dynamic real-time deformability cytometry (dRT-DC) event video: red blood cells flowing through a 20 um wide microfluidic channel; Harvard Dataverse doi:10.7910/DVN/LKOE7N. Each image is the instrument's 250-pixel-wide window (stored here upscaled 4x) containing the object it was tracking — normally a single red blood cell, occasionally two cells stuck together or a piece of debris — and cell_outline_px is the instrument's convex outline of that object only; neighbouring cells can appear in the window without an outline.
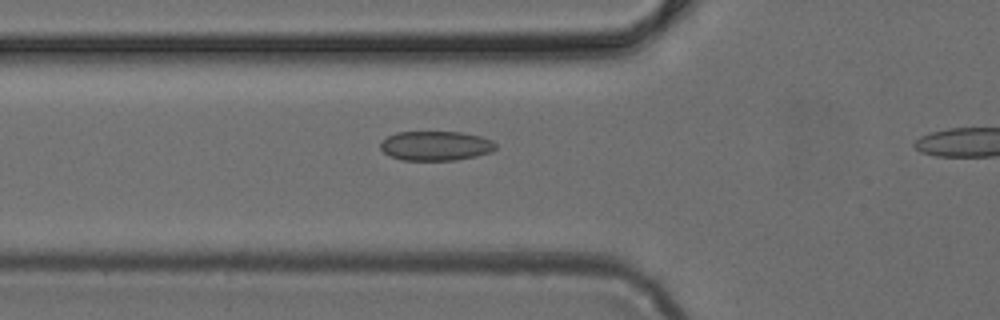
{"species": "common noctule bat (a hibernating species)", "species_latin": "Nyctalus noctula", "temperature_condition": "cold", "stored_images_in_passage": 25, "camera_frame_rate_fps": 3000, "um_per_image_px": 0.085, "animal": {"sex": "female", "body_mass_g": 24.6, "forearm_length_mm": 56.2}, "frame": {"image": 1, "passage_image": 2, "time_ms": 0.333, "image_size_px": [1000, 320], "cell_outline_px": [[496, 148], [492, 152], [476, 156], [456, 160], [400, 160], [384, 152], [380, 148], [380, 140], [396, 132], [460, 132], [480, 136], [492, 140], [496, 144]], "centroid_in_image_um": [37.03, 12.39], "position_along_channel_um": 88.8, "area_um2": 19.88}}
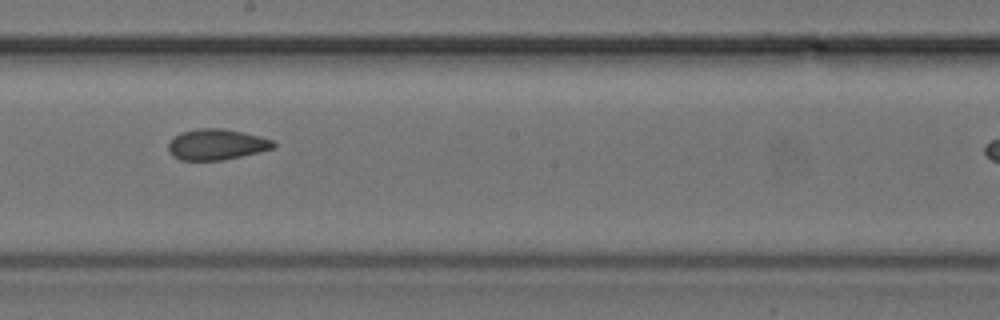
{"frame": {"image": 2, "passage_image": 12, "time_ms": 3.667, "image_size_px": [1000, 320], "cell_outline_px": [[276, 144], [272, 148], [224, 160], [180, 160], [172, 156], [168, 148], [168, 144], [180, 132], [200, 128], [224, 128], [272, 140]], "centroid_in_image_um": [18.35, 12.28], "position_along_channel_um": 229.9, "area_um2": 18.5}}
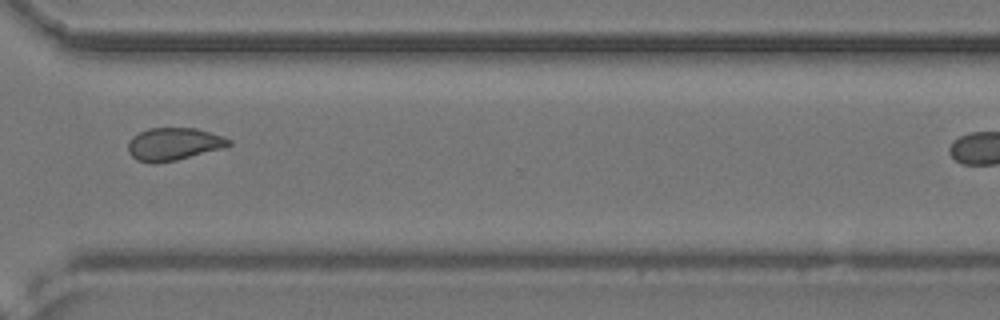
{"frame": {"image": 3, "passage_image": 21, "time_ms": 6.667, "image_size_px": [1000, 320], "cell_outline_px": [[232, 144], [224, 148], [176, 160], [156, 164], [152, 164], [136, 160], [128, 152], [128, 140], [132, 136], [148, 128], [196, 128], [224, 136], [232, 140]], "centroid_in_image_um": [14.76, 12.25], "position_along_channel_um": 355.8, "area_um2": 19.42}}